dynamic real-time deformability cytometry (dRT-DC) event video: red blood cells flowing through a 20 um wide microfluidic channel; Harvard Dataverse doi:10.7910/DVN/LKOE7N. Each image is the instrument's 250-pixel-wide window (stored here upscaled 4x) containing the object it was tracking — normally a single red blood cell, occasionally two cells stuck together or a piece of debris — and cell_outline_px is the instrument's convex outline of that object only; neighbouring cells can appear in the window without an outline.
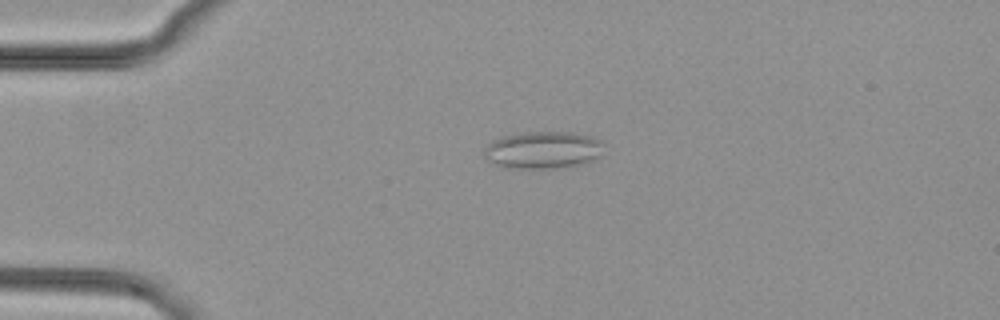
{"species": "common noctule bat (a hibernating species)", "species_latin": "Nyctalus noctula", "temperature_condition": "cold", "stored_images_in_passage": 53, "camera_frame_rate_fps": 3000, "um_per_image_px": 0.085, "animal": {"sex": "female", "body_mass_g": 29.2, "forearm_length_mm": 56.3}, "frame": {"image": 1, "passage_image": 13, "time_ms": 4.0, "image_size_px": [1000, 320], "cell_outline_px": [[604, 144], [600, 156], [592, 160], [564, 168], [508, 168], [496, 164], [488, 160], [484, 156], [484, 148], [488, 144], [504, 136], [524, 132], [572, 132], [592, 136], [604, 140]], "centroid_in_image_um": [46.2, 12.74], "position_along_channel_um": 38.8, "area_um2": 26.07}}
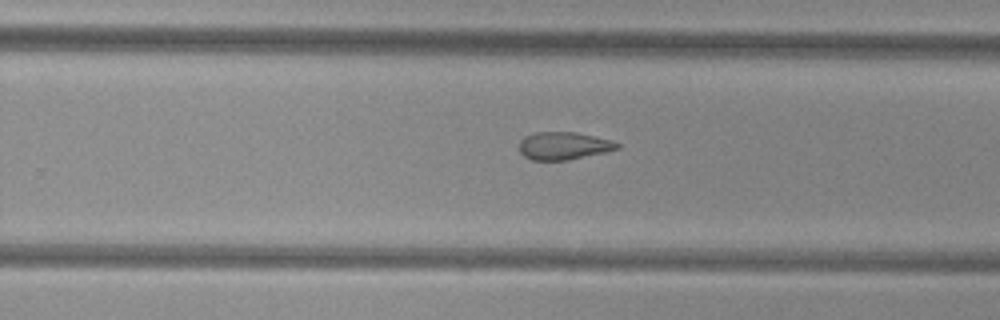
{"frame": {"image": 2, "passage_image": 34, "time_ms": 11.0, "image_size_px": [1000, 320], "cell_outline_px": [[620, 148], [608, 152], [568, 160], [532, 160], [524, 156], [520, 152], [520, 140], [524, 136], [536, 132], [576, 132], [612, 140], [620, 144]], "centroid_in_image_um": [47.94, 12.39], "position_along_channel_um": 281.9, "area_um2": 15.95}}
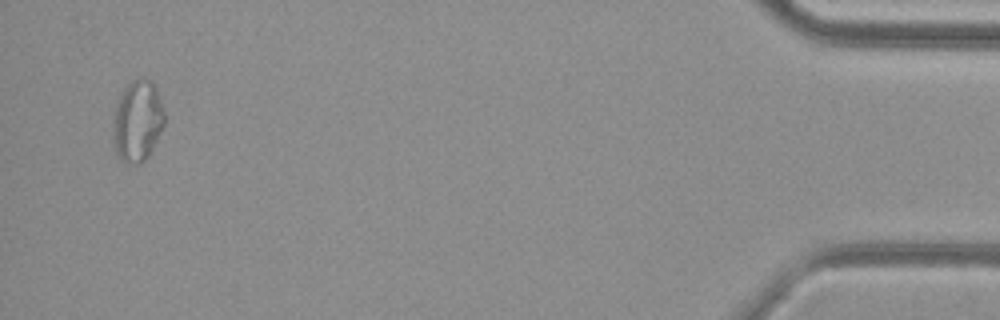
{"frame": {"image": 3, "passage_image": 51, "time_ms": 16.667, "image_size_px": [1000, 320], "cell_outline_px": [[164, 124], [148, 156], [140, 164], [128, 164], [120, 160], [112, 144], [112, 112], [124, 88], [132, 80], [148, 80], [156, 88], [164, 112]], "centroid_in_image_um": [11.63, 10.34], "position_along_channel_um": 423.6, "area_um2": 24.39}}